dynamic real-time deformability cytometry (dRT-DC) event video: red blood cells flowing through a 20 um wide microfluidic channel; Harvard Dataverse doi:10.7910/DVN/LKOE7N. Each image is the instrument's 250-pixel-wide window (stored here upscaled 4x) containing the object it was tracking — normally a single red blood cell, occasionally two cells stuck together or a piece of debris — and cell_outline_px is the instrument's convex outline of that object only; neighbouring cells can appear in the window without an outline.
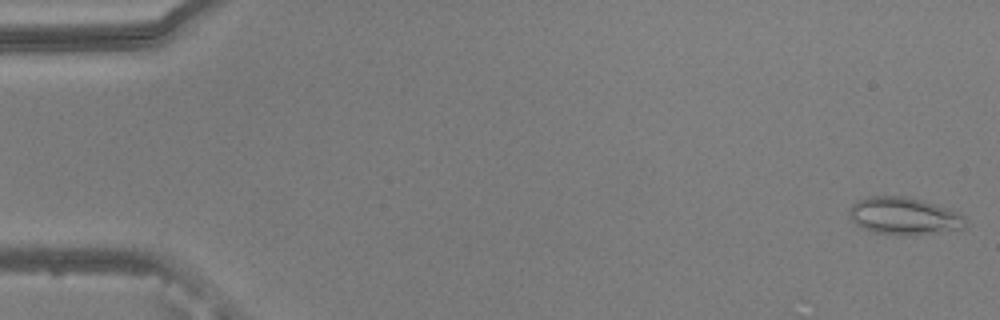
{"species": "common noctule bat (a hibernating species)", "species_latin": "Nyctalus noctula", "temperature_condition": "warm", "stored_images_in_passage": 19, "camera_frame_rate_fps": 3000, "um_per_image_px": 0.085, "animal": {"sex": "male", "body_mass_g": 20.5, "forearm_length_mm": 52.5}, "frame": {"image": 1, "passage_image": 1, "time_ms": 0.0, "image_size_px": [1000, 320], "cell_outline_px": [[964, 228], [908, 236], [896, 236], [872, 232], [856, 224], [852, 220], [848, 212], [848, 208], [856, 200], [868, 196], [908, 196], [948, 208], [960, 212], [964, 216]], "centroid_in_image_um": [76.79, 18.36], "position_along_channel_um": 8.2, "area_um2": 25.55}}